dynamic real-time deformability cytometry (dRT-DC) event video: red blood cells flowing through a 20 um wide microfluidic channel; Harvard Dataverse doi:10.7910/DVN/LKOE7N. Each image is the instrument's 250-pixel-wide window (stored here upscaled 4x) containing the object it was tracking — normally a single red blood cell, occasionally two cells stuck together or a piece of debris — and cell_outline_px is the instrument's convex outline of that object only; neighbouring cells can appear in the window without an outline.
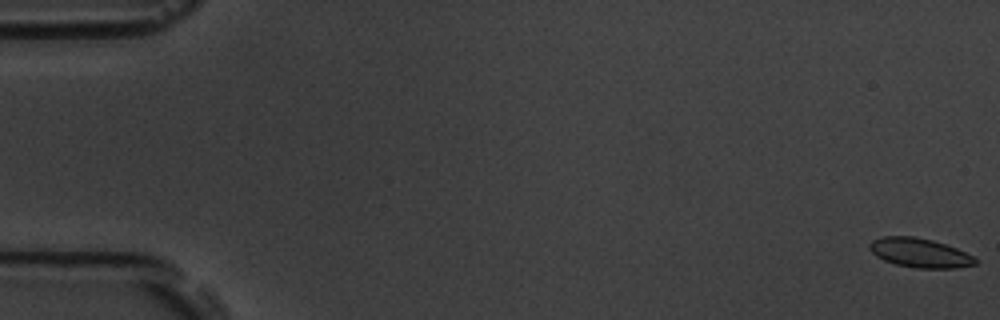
{"species": "common noctule bat (a hibernating species)", "species_latin": "Nyctalus noctula", "temperature_condition": "room temperature", "stored_images_in_passage": 55, "camera_frame_rate_fps": 3000, "um_per_image_px": 0.085, "animal": {"sex": "male", "body_mass_g": 19.5, "forearm_length_mm": 54.6}, "frame": {"image": 1, "passage_image": 1, "time_ms": 0.0, "image_size_px": [1000, 320], "cell_outline_px": [[976, 264], [956, 268], [916, 268], [896, 264], [884, 260], [876, 256], [868, 248], [868, 244], [872, 240], [880, 236], [912, 236], [932, 240], [956, 248], [972, 256], [976, 260]], "centroid_in_image_um": [78.12, 21.48], "position_along_channel_um": 6.9, "area_um2": 17.92}}
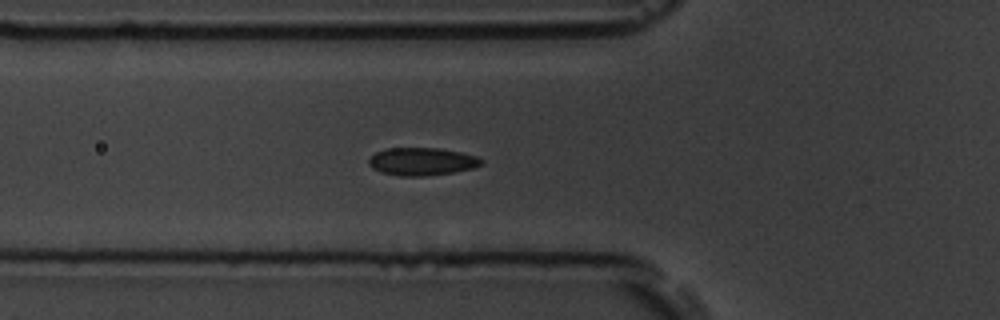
{"frame": {"image": 2, "passage_image": 20, "time_ms": 6.333, "image_size_px": [1000, 320], "cell_outline_px": [[484, 164], [472, 168], [452, 172], [424, 176], [400, 176], [380, 172], [372, 168], [368, 164], [368, 160], [376, 152], [384, 148], [440, 148], [480, 156], [484, 160]], "centroid_in_image_um": [35.88, 13.72], "position_along_channel_um": 89.9, "area_um2": 18.38}}
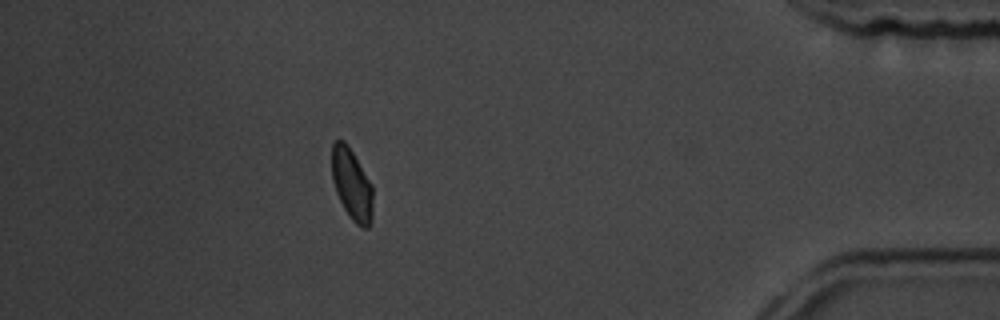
{"frame": {"image": 3, "passage_image": 49, "time_ms": 16.0, "image_size_px": [1000, 320], "cell_outline_px": [[372, 220], [368, 228], [360, 228], [352, 220], [344, 208], [336, 192], [332, 180], [332, 144], [336, 140], [344, 140], [348, 144], [372, 184]], "centroid_in_image_um": [29.91, 15.67], "position_along_channel_um": 405.3, "area_um2": 17.17}, "authors_computed_cell_mechanics": {"area_um2": 18.2648, "velocity_mm_per_s": 3.76, "shape_relaxation_time_tau1_ms": 2.0896, "shape_relaxation_time_tau2_ms": 2.3797, "deformation_change_tau1": 0.0629, "deformation_change_tau2": 0.0478}}